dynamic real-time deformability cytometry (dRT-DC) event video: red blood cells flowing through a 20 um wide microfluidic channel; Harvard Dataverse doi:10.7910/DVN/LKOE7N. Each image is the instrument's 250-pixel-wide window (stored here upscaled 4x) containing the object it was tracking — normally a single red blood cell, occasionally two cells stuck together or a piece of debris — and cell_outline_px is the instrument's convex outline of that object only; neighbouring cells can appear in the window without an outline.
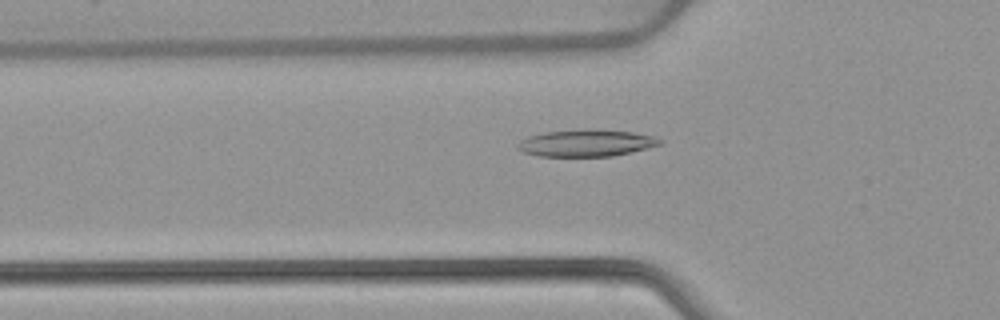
{"species": "common noctule bat (a hibernating species)", "species_latin": "Nyctalus noctula", "temperature_condition": "warm", "stored_images_in_passage": 52, "camera_frame_rate_fps": 3000, "um_per_image_px": 0.085, "animal": {"sex": "female", "body_mass_g": 22.7, "forearm_length_mm": 54.2}, "frame": {"image": 1, "passage_image": 18, "time_ms": 5.667, "image_size_px": [1000, 320], "cell_outline_px": [[664, 144], [612, 156], [540, 156], [524, 152], [516, 148], [516, 144], [520, 140], [528, 136], [544, 132], [632, 132], [652, 136], [664, 140]], "centroid_in_image_um": [49.81, 12.21], "position_along_channel_um": 76.0, "area_um2": 21.15}}
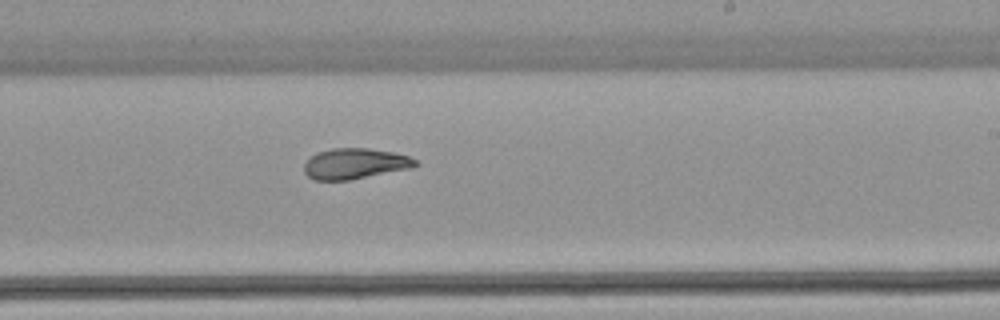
{"frame": {"image": 2, "passage_image": 32, "time_ms": 10.333, "image_size_px": [1000, 320], "cell_outline_px": [[420, 164], [412, 168], [348, 180], [316, 180], [308, 176], [304, 172], [304, 164], [312, 156], [320, 152], [332, 148], [368, 148], [392, 152], [408, 156], [416, 160]], "centroid_in_image_um": [30.19, 13.91], "position_along_channel_um": 258.8, "area_um2": 19.71}}
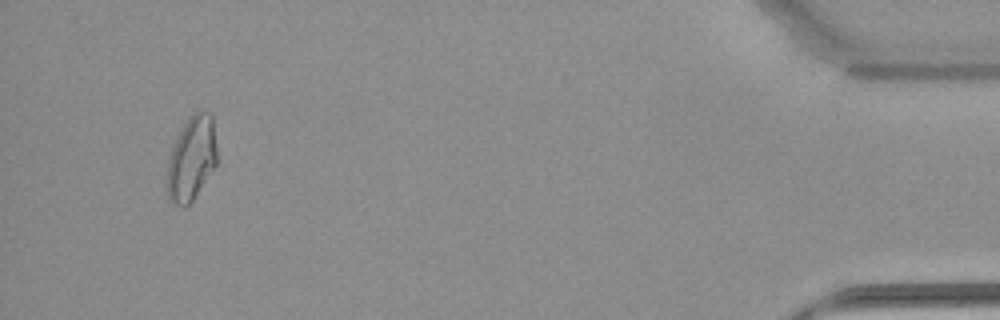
{"frame": {"image": 3, "passage_image": 50, "time_ms": 16.333, "image_size_px": [1000, 320], "cell_outline_px": [[216, 164], [192, 200], [184, 208], [180, 208], [172, 204], [168, 200], [164, 180], [168, 160], [172, 148], [184, 124], [196, 112], [204, 108], [212, 112], [216, 148]], "centroid_in_image_um": [16.24, 13.51], "position_along_channel_um": 419.0, "area_um2": 24.74}, "authors_computed_cell_mechanics": {"area_um2": 21.6172, "velocity_mm_per_s": 3.9104, "shape_relaxation_time_tau1_ms": 8.802, "shape_relaxation_time_tau2_ms": 2.4323, "deformation_change_tau1": 0.2581, "deformation_change_tau2": 0.0808}}